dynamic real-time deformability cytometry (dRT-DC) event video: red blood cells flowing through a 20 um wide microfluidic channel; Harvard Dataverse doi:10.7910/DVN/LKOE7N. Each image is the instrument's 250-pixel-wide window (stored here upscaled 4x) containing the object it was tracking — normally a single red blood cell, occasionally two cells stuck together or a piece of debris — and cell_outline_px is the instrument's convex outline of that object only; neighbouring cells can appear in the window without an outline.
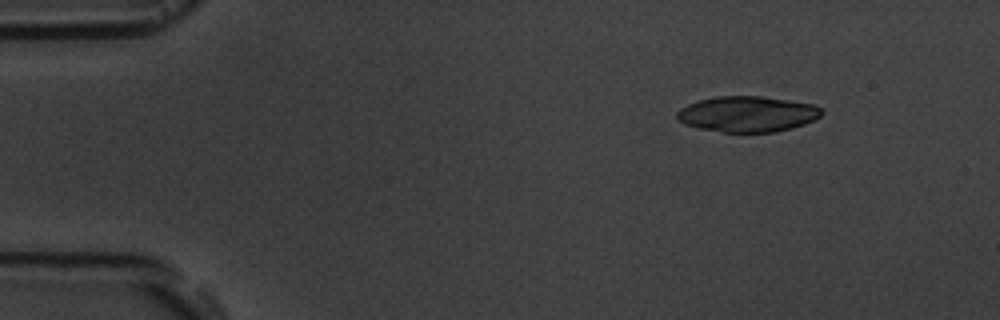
{"species": "common noctule bat (a hibernating species)", "species_latin": "Nyctalus noctula", "temperature_condition": "room temperature", "stored_images_in_passage": 5, "camera_frame_rate_fps": 3000, "um_per_image_px": 0.085, "animal": {"sex": "male", "body_mass_g": 19.5, "forearm_length_mm": 54.6}, "frame": {"image": 1, "passage_image": 5, "time_ms": 4.667, "image_size_px": [1000, 320], "cell_outline_px": [[824, 112], [820, 116], [804, 124], [792, 128], [776, 132], [724, 132], [700, 128], [684, 124], [676, 120], [676, 112], [680, 108], [688, 104], [700, 100], [716, 96], [760, 96], [788, 100], [812, 104], [820, 108]], "centroid_in_image_um": [63.5, 9.69], "position_along_channel_um": 21.5, "area_um2": 30.06}}